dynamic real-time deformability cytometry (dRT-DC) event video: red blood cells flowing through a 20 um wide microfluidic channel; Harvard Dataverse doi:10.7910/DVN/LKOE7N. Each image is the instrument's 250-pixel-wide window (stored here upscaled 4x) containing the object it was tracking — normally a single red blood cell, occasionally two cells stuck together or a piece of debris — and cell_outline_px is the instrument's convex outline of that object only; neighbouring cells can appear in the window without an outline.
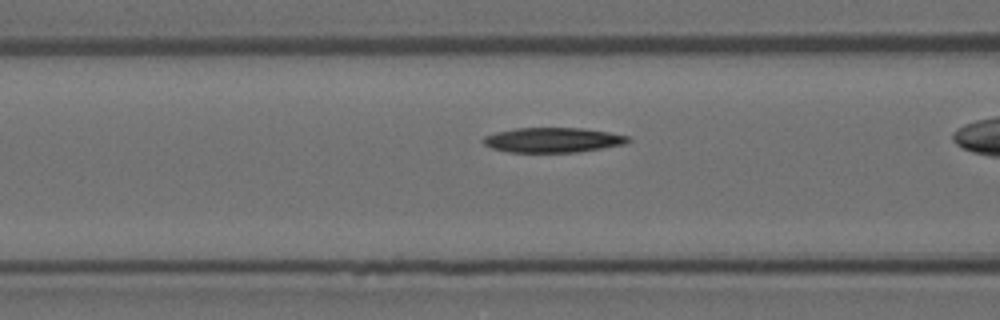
{"species": "Egyptian fruit bat (a non-hibernating species)", "species_latin": "Rousettus aegyptiacus", "temperature_condition": "room temperature", "stored_images_in_passage": 41, "camera_frame_rate_fps": 3000, "um_per_image_px": 0.085, "animal": {"sex": "female"}, "frame": {"image": 1, "passage_image": 18, "time_ms": 5.667, "image_size_px": [1000, 320], "cell_outline_px": [[632, 140], [624, 144], [576, 152], [508, 152], [492, 148], [484, 144], [480, 140], [484, 136], [496, 132], [516, 128], [580, 128], [608, 132], [628, 136]], "centroid_in_image_um": [46.95, 11.9], "position_along_channel_um": 119.7, "area_um2": 20.87}}
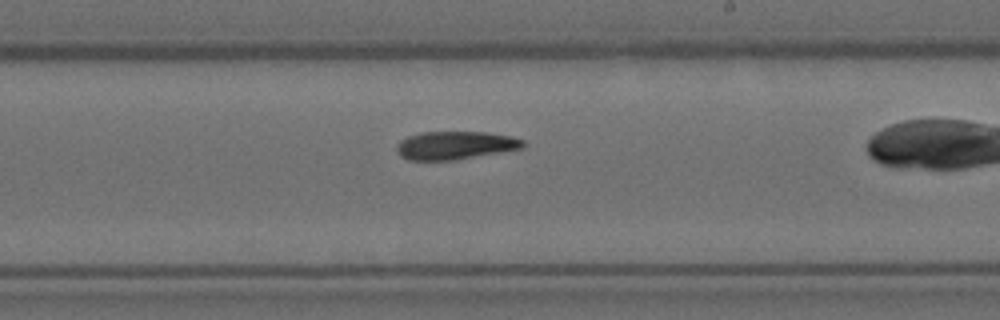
{"frame": {"image": 2, "passage_image": 29, "time_ms": 9.333, "image_size_px": [1000, 320], "cell_outline_px": [[528, 144], [524, 148], [452, 160], [408, 160], [400, 156], [396, 152], [396, 144], [400, 140], [408, 136], [420, 132], [484, 132], [512, 136], [524, 140]], "centroid_in_image_um": [38.69, 12.35], "position_along_channel_um": 250.3, "area_um2": 20.87}}
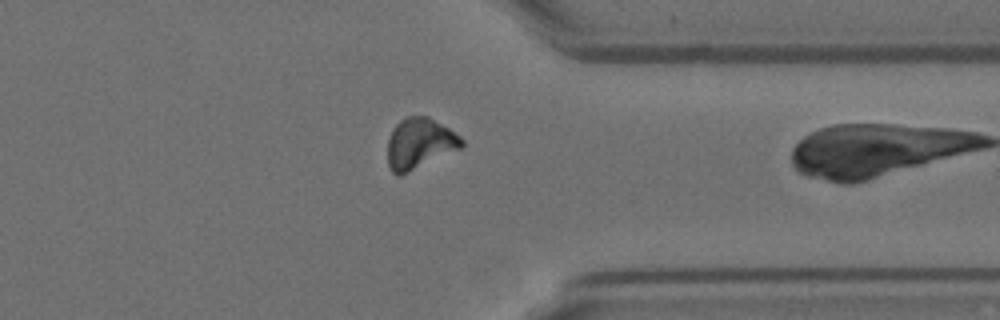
{"frame": {"image": 3, "passage_image": 40, "time_ms": 13.0, "image_size_px": [1000, 320], "cell_outline_px": [[464, 144], [460, 148], [400, 176], [396, 176], [392, 172], [388, 164], [388, 140], [392, 128], [400, 120], [408, 116], [428, 116], [448, 128], [460, 136], [464, 140]], "centroid_in_image_um": [35.64, 12.19], "position_along_channel_um": 375.8, "area_um2": 21.73}}